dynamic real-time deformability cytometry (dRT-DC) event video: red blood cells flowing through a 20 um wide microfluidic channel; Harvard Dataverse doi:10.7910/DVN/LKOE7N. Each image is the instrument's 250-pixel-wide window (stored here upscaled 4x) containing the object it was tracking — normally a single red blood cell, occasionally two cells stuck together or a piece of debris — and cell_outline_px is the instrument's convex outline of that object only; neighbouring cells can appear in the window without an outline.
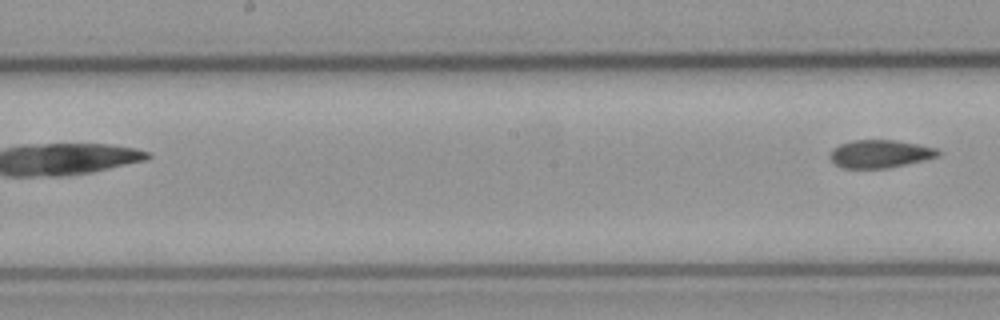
{"species": "common noctule bat (a hibernating species)", "species_latin": "Nyctalus noctula", "temperature_condition": "cold", "stored_images_in_passage": 8, "segment_of_instrument_passage": [2, 2], "camera_frame_rate_fps": 3000, "um_per_image_px": 0.085, "animal": {"sex": "male", "body_mass_g": 23.1, "forearm_length_mm": 52.7}, "frame": {"image": 1, "passage_image": 8, "time_ms": 9.333, "image_size_px": [1000, 320], "cell_outline_px": [[940, 156], [924, 160], [888, 168], [844, 168], [836, 164], [828, 156], [832, 148], [840, 144], [852, 140], [896, 140], [936, 148], [940, 152]], "centroid_in_image_um": [74.78, 13.07], "position_along_channel_um": 173.4, "area_um2": 17.57}}